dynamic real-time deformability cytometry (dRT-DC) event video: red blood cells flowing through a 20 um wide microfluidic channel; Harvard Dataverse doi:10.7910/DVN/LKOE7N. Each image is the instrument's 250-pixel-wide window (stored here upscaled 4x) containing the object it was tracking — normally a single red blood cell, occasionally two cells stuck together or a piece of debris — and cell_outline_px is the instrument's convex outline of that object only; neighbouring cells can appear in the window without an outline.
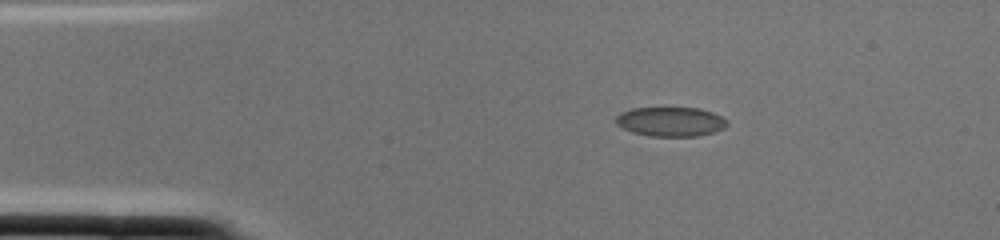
{"species": "common noctule bat (a hibernating species)", "species_latin": "Nyctalus noctula", "temperature_condition": "cold", "stored_images_in_passage": 1, "camera_frame_rate_fps": 3000, "um_per_image_px": 0.085, "animal": {"sex": "female", "body_mass_g": 22.0, "forearm_length_mm": 56.7}, "frame": {"image": 1, "passage_image": 1, "time_ms": 0.0, "image_size_px": [1000, 240], "cell_outline_px": [[728, 124], [724, 128], [716, 132], [696, 136], [648, 136], [632, 132], [616, 124], [616, 116], [620, 112], [632, 108], [700, 108], [712, 112], [728, 120]], "centroid_in_image_um": [57.01, 10.34], "position_along_channel_um": 28.0, "area_um2": 19.13}}